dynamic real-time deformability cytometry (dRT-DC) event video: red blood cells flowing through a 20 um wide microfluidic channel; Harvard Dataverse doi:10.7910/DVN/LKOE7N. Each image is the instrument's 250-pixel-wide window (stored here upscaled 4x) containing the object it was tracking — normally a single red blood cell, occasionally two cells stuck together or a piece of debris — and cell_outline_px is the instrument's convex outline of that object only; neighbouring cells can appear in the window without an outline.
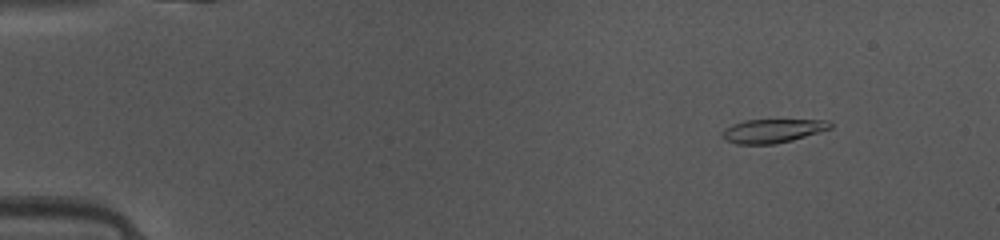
{"species": "common noctule bat (a hibernating species)", "species_latin": "Nyctalus noctula", "temperature_condition": "warm", "stored_images_in_passage": 48, "camera_frame_rate_fps": 3000, "um_per_image_px": 0.085, "animal": {"sex": "female", "body_mass_g": 10.0, "forearm_length_mm": 53.1}, "frame": {"image": 1, "passage_image": 6, "time_ms": 1.667, "image_size_px": [1000, 240], "cell_outline_px": [[832, 128], [792, 140], [776, 144], [736, 144], [728, 140], [720, 132], [724, 128], [732, 124], [744, 120], [828, 120], [832, 124]], "centroid_in_image_um": [65.66, 11.12], "position_along_channel_um": 19.3, "area_um2": 14.85}}
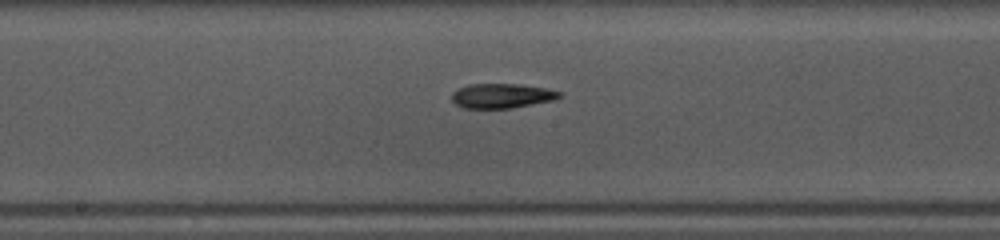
{"frame": {"image": 2, "passage_image": 26, "time_ms": 8.333, "image_size_px": [1000, 240], "cell_outline_px": [[564, 96], [552, 100], [532, 104], [508, 108], [464, 108], [456, 104], [452, 100], [452, 92], [456, 88], [468, 84], [520, 84], [544, 88], [564, 92]], "centroid_in_image_um": [42.65, 8.13], "position_along_channel_um": 205.6, "area_um2": 15.49}}
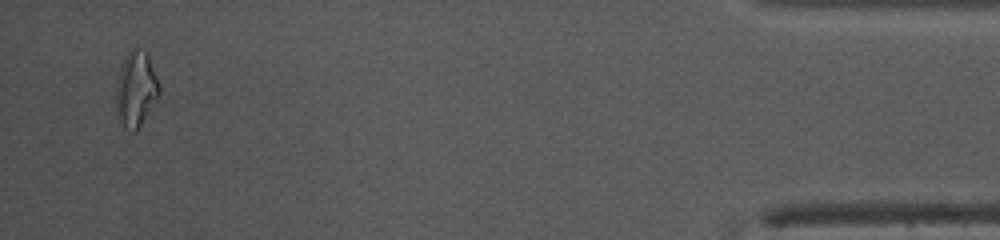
{"frame": {"image": 3, "passage_image": 47, "time_ms": 15.333, "image_size_px": [1000, 240], "cell_outline_px": [[160, 92], [136, 132], [132, 132], [124, 128], [120, 120], [116, 104], [116, 84], [120, 68], [124, 56], [128, 48], [136, 44], [148, 48], [160, 84]], "centroid_in_image_um": [11.58, 7.41], "position_along_channel_um": 423.6, "area_um2": 19.71}, "authors_computed_cell_mechanics": {"area_um2": 15.6638, "velocity_mm_per_s": 4.1524, "shape_relaxation_time_tau1_ms": 10.6514, "shape_relaxation_time_tau2_ms": 4.8252, "deformation_change_tau1": 0.2705, "deformation_change_tau2": 0.1715}}